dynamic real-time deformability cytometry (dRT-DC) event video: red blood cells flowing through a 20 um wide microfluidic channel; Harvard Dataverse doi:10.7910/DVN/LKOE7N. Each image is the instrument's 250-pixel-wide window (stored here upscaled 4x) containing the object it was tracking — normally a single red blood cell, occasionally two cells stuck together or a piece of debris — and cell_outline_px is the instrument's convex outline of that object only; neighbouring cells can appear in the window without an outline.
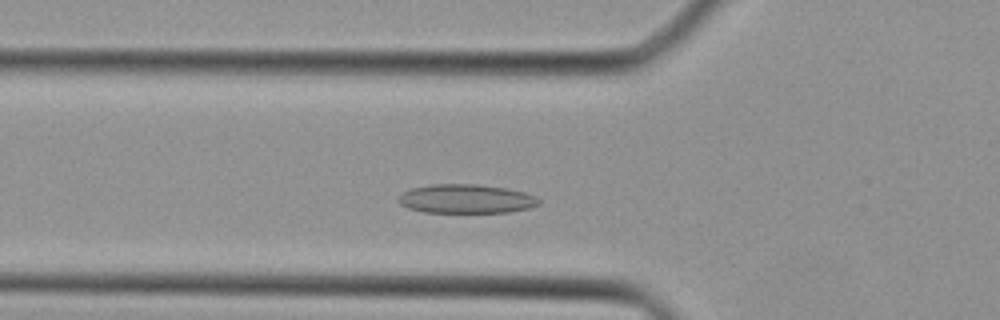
{"species": "Egyptian fruit bat (a non-hibernating species)", "species_latin": "Rousettus aegyptiacus", "temperature_condition": "cold", "stored_images_in_passage": 35, "camera_frame_rate_fps": 3000, "um_per_image_px": 0.085, "animal": {"sex": "female"}, "frame": {"image": 1, "passage_image": 8, "time_ms": 2.333, "image_size_px": [1000, 320], "cell_outline_px": [[540, 204], [528, 208], [508, 212], [424, 212], [408, 208], [400, 204], [396, 200], [396, 196], [412, 188], [432, 184], [476, 184], [508, 188], [524, 192], [536, 196], [540, 200]], "centroid_in_image_um": [39.6, 16.89], "position_along_channel_um": 86.2, "area_um2": 23.81}}
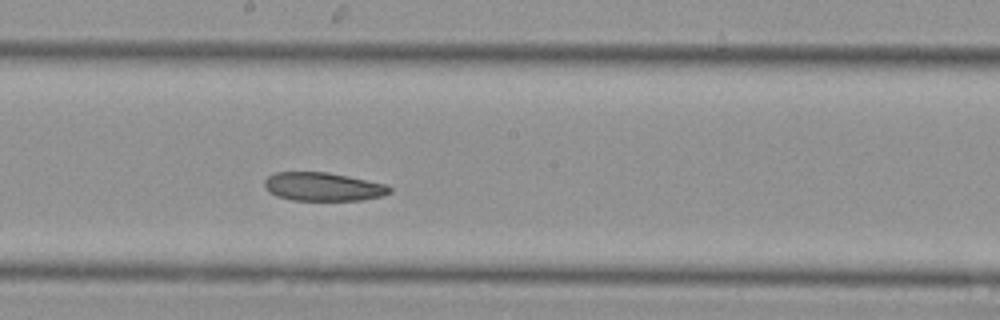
{"frame": {"image": 2, "passage_image": 16, "time_ms": 5.0, "image_size_px": [1000, 320], "cell_outline_px": [[392, 192], [380, 196], [360, 200], [292, 200], [276, 196], [268, 192], [264, 188], [264, 180], [268, 176], [276, 172], [328, 172], [348, 176], [384, 184], [392, 188]], "centroid_in_image_um": [27.41, 15.87], "position_along_channel_um": 220.8, "area_um2": 20.75}}
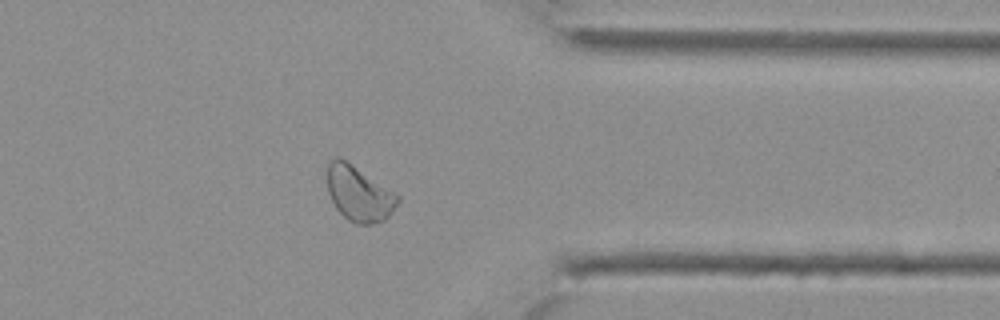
{"frame": {"image": 3, "passage_image": 26, "time_ms": 8.333, "image_size_px": [1000, 320], "cell_outline_px": [[400, 200], [392, 212], [384, 220], [372, 224], [356, 224], [348, 220], [336, 208], [328, 192], [328, 160], [336, 156], [340, 156], [396, 192], [400, 196]], "centroid_in_image_um": [30.52, 16.44], "position_along_channel_um": 380.9, "area_um2": 22.83}}